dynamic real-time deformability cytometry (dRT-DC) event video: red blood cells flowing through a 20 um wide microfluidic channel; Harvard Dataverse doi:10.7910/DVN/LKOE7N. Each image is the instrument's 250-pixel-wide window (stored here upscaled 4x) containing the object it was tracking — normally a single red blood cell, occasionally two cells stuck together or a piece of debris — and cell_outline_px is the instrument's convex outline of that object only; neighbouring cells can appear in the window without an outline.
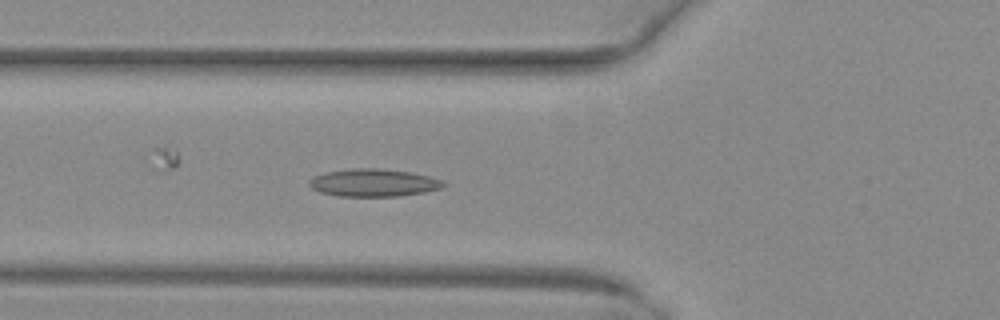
{"species": "common noctule bat (a hibernating species)", "species_latin": "Nyctalus noctula", "temperature_condition": "warm", "stored_images_in_passage": 32, "camera_frame_rate_fps": 3000, "um_per_image_px": 0.085, "animal": {"sex": "female", "body_mass_g": 29.2, "forearm_length_mm": 56.3}, "frame": {"image": 1, "passage_image": 8, "time_ms": 2.333, "image_size_px": [1000, 320], "cell_outline_px": [[448, 184], [440, 188], [424, 192], [400, 196], [336, 196], [320, 192], [312, 188], [308, 184], [308, 180], [312, 176], [324, 172], [356, 168], [384, 168], [412, 172], [444, 180]], "centroid_in_image_um": [31.74, 15.52], "position_along_channel_um": 94.1, "area_um2": 21.91}}
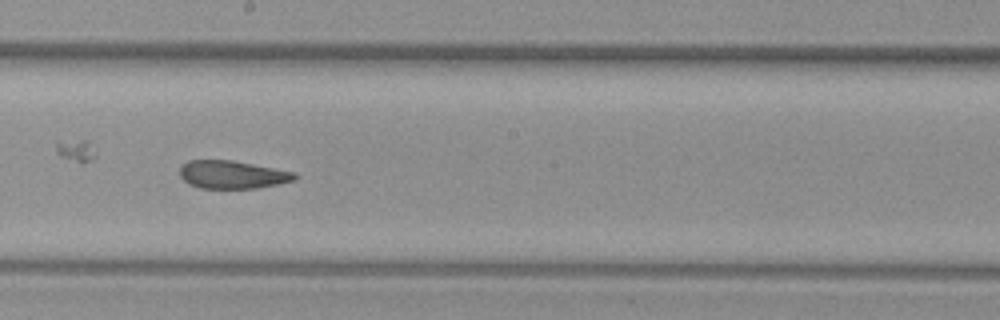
{"frame": {"image": 2, "passage_image": 18, "time_ms": 5.667, "image_size_px": [1000, 320], "cell_outline_px": [[296, 180], [260, 188], [200, 188], [188, 184], [180, 176], [180, 164], [188, 160], [232, 160], [296, 172]], "centroid_in_image_um": [19.74, 14.84], "position_along_channel_um": 228.5, "area_um2": 18.9}}
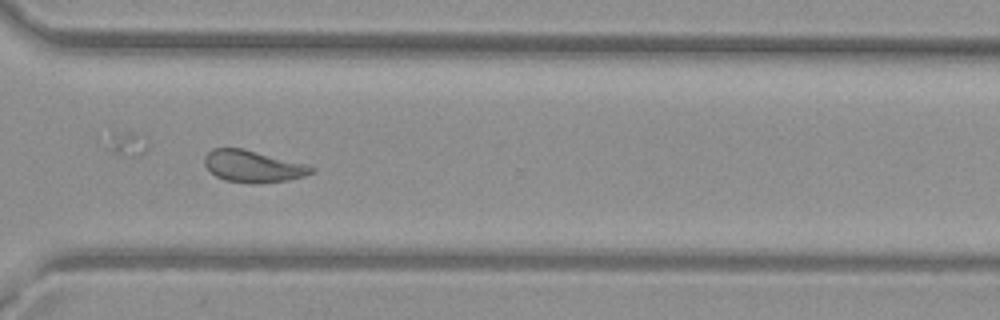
{"frame": {"image": 3, "passage_image": 27, "time_ms": 8.667, "image_size_px": [1000, 320], "cell_outline_px": [[316, 168], [312, 172], [304, 176], [288, 180], [256, 184], [252, 184], [224, 180], [216, 176], [204, 164], [204, 156], [212, 148], [244, 148], [308, 164]], "centroid_in_image_um": [21.52, 14.13], "position_along_channel_um": 349.1, "area_um2": 20.06}, "authors_computed_cell_mechanics": {"area_um2": 20.0277, "velocity_mm_per_s": 4.0263, "shape_relaxation_time_tau1_ms": null, "shape_relaxation_time_tau2_ms": 2.6469, "deformation_change_tau1": null, "deformation_change_tau2": 0.096}}